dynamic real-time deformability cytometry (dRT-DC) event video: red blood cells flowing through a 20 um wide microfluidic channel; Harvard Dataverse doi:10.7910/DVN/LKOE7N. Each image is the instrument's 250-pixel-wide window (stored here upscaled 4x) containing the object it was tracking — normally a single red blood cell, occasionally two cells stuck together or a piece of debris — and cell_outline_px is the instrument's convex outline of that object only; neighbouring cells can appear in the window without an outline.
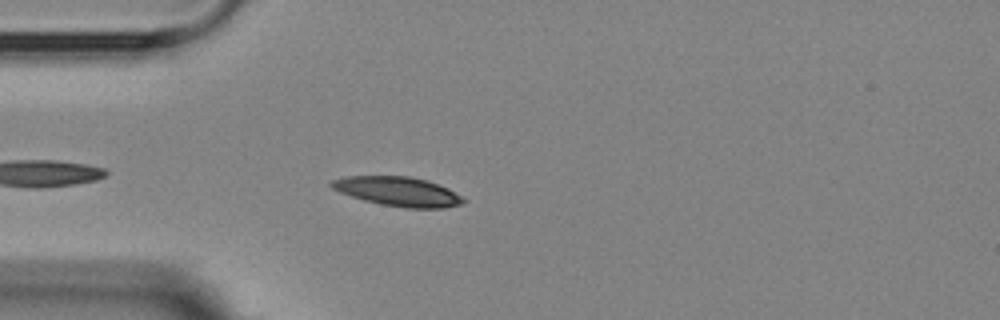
{"species": "Egyptian fruit bat (a non-hibernating species)", "species_latin": "Rousettus aegyptiacus", "temperature_condition": "room temperature", "stored_images_in_passage": 5, "camera_frame_rate_fps": 3000, "um_per_image_px": 0.085, "animal": {"sex": "female"}, "frame": {"image": 1, "passage_image": 5, "time_ms": 4.333, "image_size_px": [1000, 320], "cell_outline_px": [[468, 200], [460, 204], [444, 208], [404, 208], [380, 204], [364, 200], [340, 192], [332, 188], [328, 184], [332, 180], [348, 176], [408, 176], [428, 180], [448, 188]], "centroid_in_image_um": [33.85, 16.27], "position_along_channel_um": 51.2, "area_um2": 22.54}}